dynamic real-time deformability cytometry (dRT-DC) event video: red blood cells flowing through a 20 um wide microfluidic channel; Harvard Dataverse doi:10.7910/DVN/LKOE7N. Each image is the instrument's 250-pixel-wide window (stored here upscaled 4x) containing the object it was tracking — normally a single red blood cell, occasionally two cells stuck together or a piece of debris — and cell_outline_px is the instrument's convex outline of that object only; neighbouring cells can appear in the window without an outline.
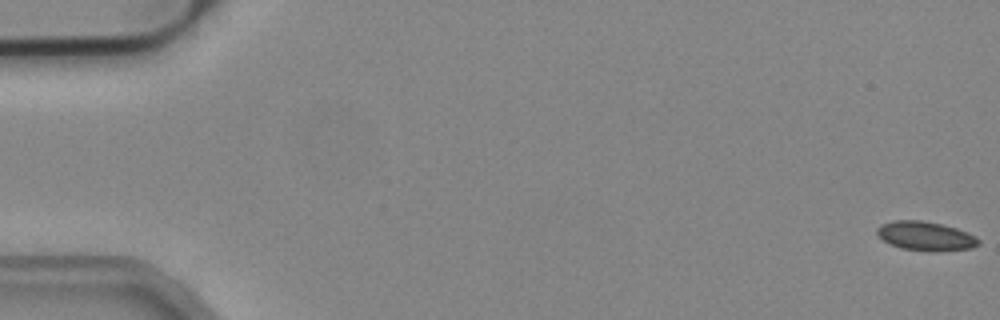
{"species": "common noctule bat (a hibernating species)", "species_latin": "Nyctalus noctula", "temperature_condition": "cold", "stored_images_in_passage": 15, "camera_frame_rate_fps": 3000, "um_per_image_px": 0.085, "animal": {"sex": "male", "body_mass_g": 19.2, "forearm_length_mm": 51.8}, "frame": {"image": 1, "passage_image": 1, "time_ms": 0.0, "image_size_px": [1000, 320], "cell_outline_px": [[980, 244], [972, 248], [936, 252], [928, 252], [900, 248], [884, 240], [876, 232], [876, 228], [880, 224], [892, 220], [920, 220], [940, 224], [956, 228], [976, 236], [980, 240]], "centroid_in_image_um": [78.68, 20.07], "position_along_channel_um": 6.3, "area_um2": 17.34}}
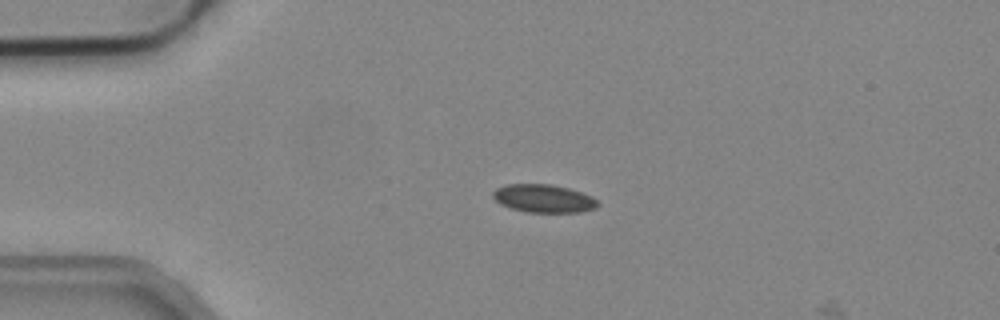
{"frame": {"image": 2, "passage_image": 13, "time_ms": 4.0, "image_size_px": [1000, 320], "cell_outline_px": [[600, 204], [596, 208], [580, 212], [528, 212], [512, 208], [500, 204], [492, 196], [492, 192], [496, 188], [504, 184], [552, 184], [568, 188], [592, 196]], "centroid_in_image_um": [46.2, 16.86], "position_along_channel_um": 38.8, "area_um2": 17.17}}